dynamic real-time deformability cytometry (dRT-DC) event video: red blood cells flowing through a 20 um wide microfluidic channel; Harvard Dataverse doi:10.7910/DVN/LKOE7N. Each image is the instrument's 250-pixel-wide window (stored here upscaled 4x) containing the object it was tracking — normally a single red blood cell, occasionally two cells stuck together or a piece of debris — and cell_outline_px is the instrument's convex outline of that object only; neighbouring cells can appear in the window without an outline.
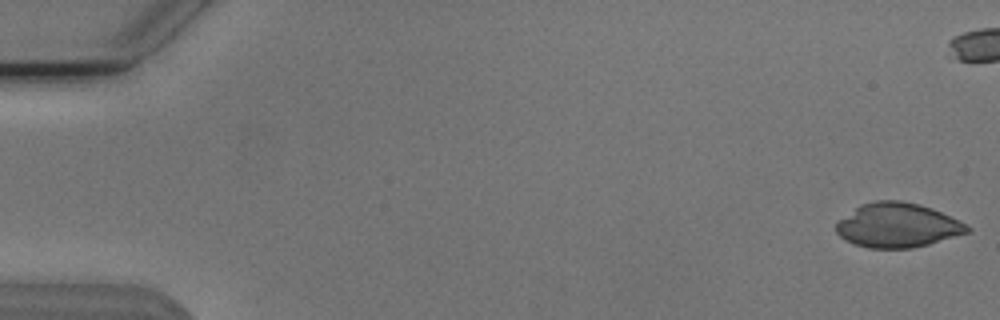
{"species": "Egyptian fruit bat (a non-hibernating species)", "species_latin": "Rousettus aegyptiacus", "temperature_condition": "cold", "stored_images_in_passage": 9, "camera_frame_rate_fps": 3000, "um_per_image_px": 0.085, "animal": {"sex": "male"}, "frame": {"image": 1, "passage_image": 1, "time_ms": 0.0, "image_size_px": [1000, 320], "cell_outline_px": [[972, 232], [928, 244], [912, 248], [868, 248], [844, 240], [836, 232], [836, 224], [840, 220], [856, 208], [864, 204], [876, 200], [900, 200], [932, 208], [972, 228]], "centroid_in_image_um": [76.3, 19.16], "position_along_channel_um": 8.7, "area_um2": 33.47}}